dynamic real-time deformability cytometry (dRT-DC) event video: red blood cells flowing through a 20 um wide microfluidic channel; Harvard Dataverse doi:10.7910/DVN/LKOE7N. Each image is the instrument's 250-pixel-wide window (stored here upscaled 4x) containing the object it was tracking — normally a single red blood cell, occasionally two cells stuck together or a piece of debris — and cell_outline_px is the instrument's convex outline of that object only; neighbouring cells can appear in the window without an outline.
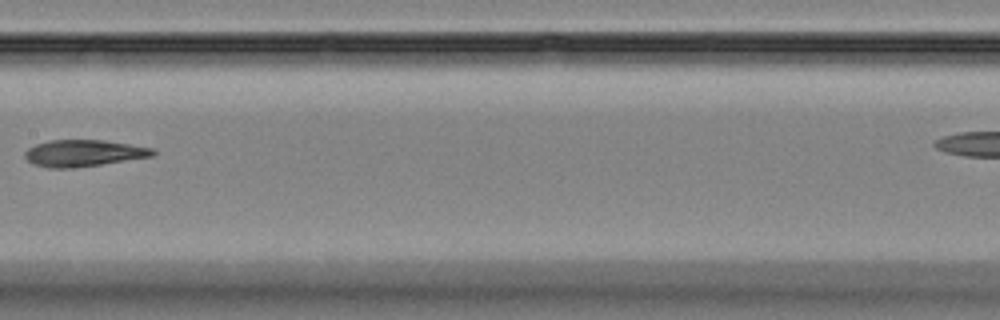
{"species": "Egyptian fruit bat (a non-hibernating species)", "species_latin": "Rousettus aegyptiacus", "temperature_condition": "room temperature", "stored_images_in_passage": 11, "camera_frame_rate_fps": 3000, "um_per_image_px": 0.085, "animal": {"sex": "female"}, "frame": {"image": 1, "passage_image": 5, "time_ms": 5.667, "image_size_px": [1000, 320], "cell_outline_px": [[156, 156], [100, 164], [68, 168], [48, 168], [32, 164], [24, 156], [24, 152], [28, 148], [36, 144], [48, 140], [104, 140], [152, 148], [156, 152]], "centroid_in_image_um": [7.09, 13.01], "position_along_channel_um": 200.3, "area_um2": 19.83}}
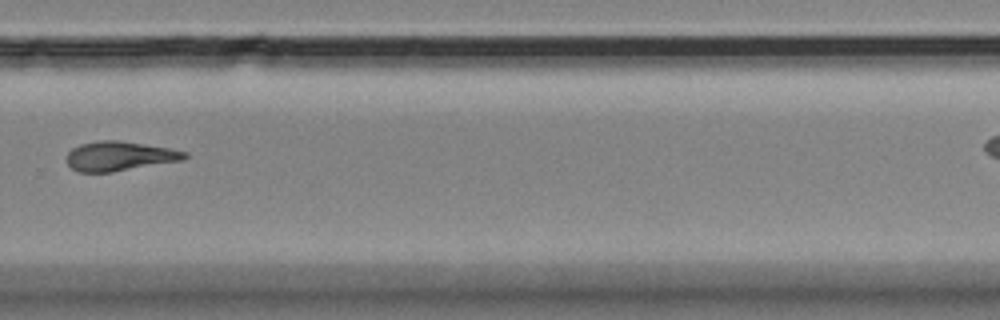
{"frame": {"image": 2, "passage_image": 8, "time_ms": 9.0, "image_size_px": [1000, 320], "cell_outline_px": [[188, 156], [184, 160], [112, 172], [80, 172], [72, 168], [68, 164], [68, 152], [72, 148], [80, 144], [96, 140], [120, 140], [172, 148], [188, 152]], "centroid_in_image_um": [10.2, 13.25], "position_along_channel_um": 319.6, "area_um2": 20.4}}
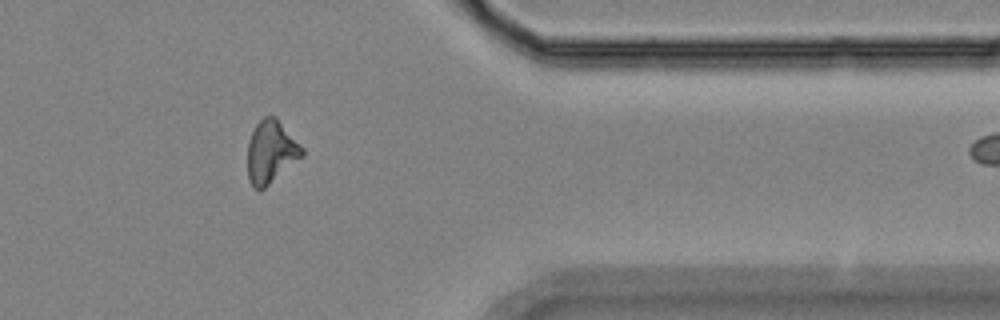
{"frame": {"image": 3, "passage_image": 10, "time_ms": 11.333, "image_size_px": [1000, 320], "cell_outline_px": [[304, 156], [260, 192], [248, 180], [248, 140], [256, 124], [264, 116], [276, 116], [304, 148]], "centroid_in_image_um": [23.05, 12.91], "position_along_channel_um": 388.4, "area_um2": 20.11}}